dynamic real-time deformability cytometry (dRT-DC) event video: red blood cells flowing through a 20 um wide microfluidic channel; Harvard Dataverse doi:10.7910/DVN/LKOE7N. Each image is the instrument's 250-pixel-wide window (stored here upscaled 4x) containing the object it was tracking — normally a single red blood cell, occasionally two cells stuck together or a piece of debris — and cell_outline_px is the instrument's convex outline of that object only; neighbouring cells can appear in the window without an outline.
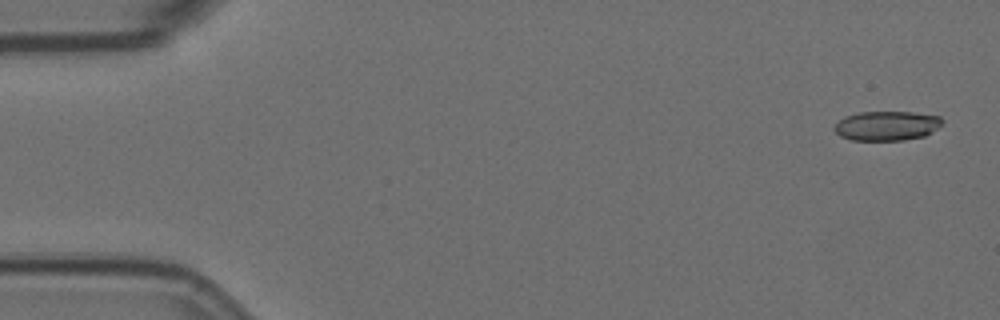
{"species": "Egyptian fruit bat (a non-hibernating species)", "species_latin": "Rousettus aegyptiacus", "temperature_condition": "room temperature", "stored_images_in_passage": 4, "camera_frame_rate_fps": 3000, "um_per_image_px": 0.085, "animal": {"sex": "female"}, "frame": {"image": 1, "passage_image": 1, "time_ms": 0.0, "image_size_px": [1000, 320], "cell_outline_px": [[944, 120], [932, 132], [924, 136], [904, 140], [852, 140], [840, 136], [832, 128], [844, 116], [860, 112], [912, 112], [940, 116]], "centroid_in_image_um": [75.36, 10.69], "position_along_channel_um": 9.6, "area_um2": 18.5}}
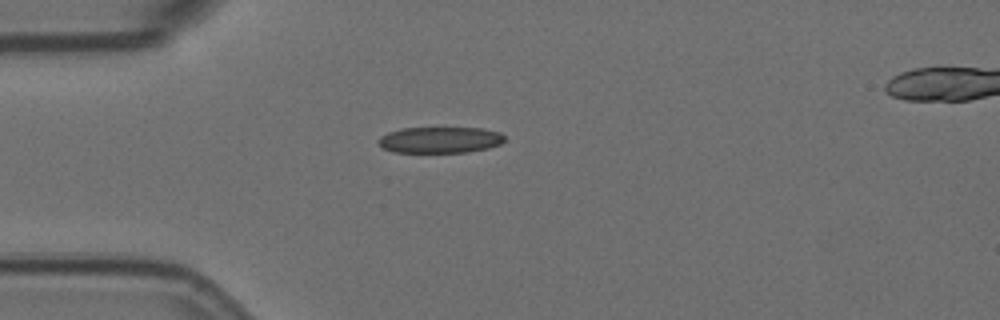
{"frame": {"image": 2, "passage_image": 4, "time_ms": 1.0, "image_size_px": [1000, 320], "cell_outline_px": [[504, 140], [500, 144], [488, 148], [468, 152], [392, 152], [384, 148], [376, 140], [380, 136], [388, 132], [400, 128], [484, 128], [500, 132], [504, 136]], "centroid_in_image_um": [37.39, 11.88], "position_along_channel_um": 47.6, "area_um2": 19.31}}